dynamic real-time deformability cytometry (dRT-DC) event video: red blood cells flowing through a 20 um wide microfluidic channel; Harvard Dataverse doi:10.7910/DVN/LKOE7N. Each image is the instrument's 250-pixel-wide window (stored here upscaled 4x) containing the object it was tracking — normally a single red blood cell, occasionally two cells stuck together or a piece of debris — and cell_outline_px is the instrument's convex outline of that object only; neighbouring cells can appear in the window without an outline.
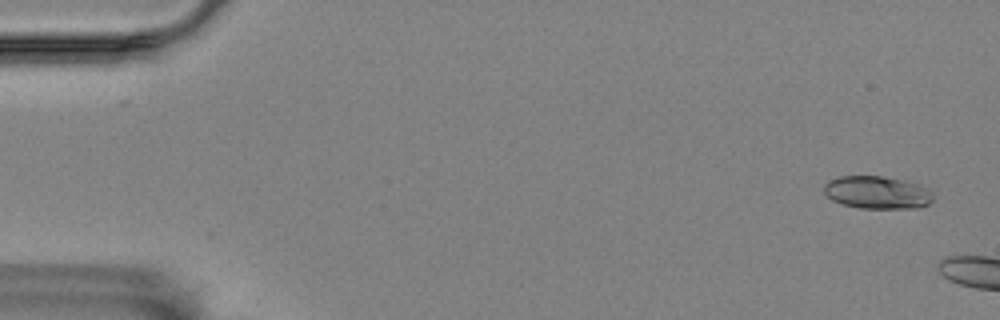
{"species": "Egyptian fruit bat (a non-hibernating species)", "species_latin": "Rousettus aegyptiacus", "temperature_condition": "room temperature", "stored_images_in_passage": 10, "camera_frame_rate_fps": 3000, "um_per_image_px": 0.085, "animal": {"sex": "female"}, "frame": {"image": 1, "passage_image": 1, "time_ms": 0.0, "image_size_px": [1000, 320], "cell_outline_px": [[932, 200], [928, 204], [916, 208], [860, 208], [844, 204], [832, 200], [824, 192], [824, 184], [828, 180], [840, 176], [884, 176], [904, 180], [920, 184], [932, 192]], "centroid_in_image_um": [74.56, 16.35], "position_along_channel_um": 10.4, "area_um2": 20.81}}
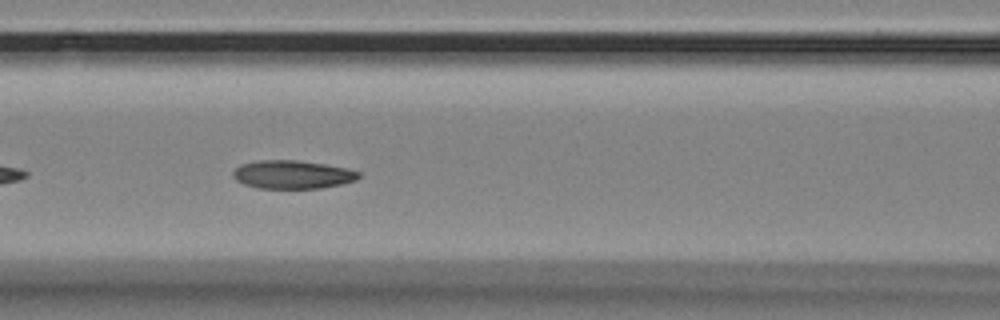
{"frame": {"image": 2, "passage_image": 9, "time_ms": 2.667, "image_size_px": [1000, 320], "cell_outline_px": [[360, 176], [356, 180], [340, 184], [320, 188], [256, 188], [244, 184], [236, 180], [232, 176], [232, 172], [240, 164], [260, 160], [296, 160], [324, 164], [348, 168], [360, 172]], "centroid_in_image_um": [24.84, 14.83], "position_along_channel_um": 141.8, "area_um2": 20.75}}
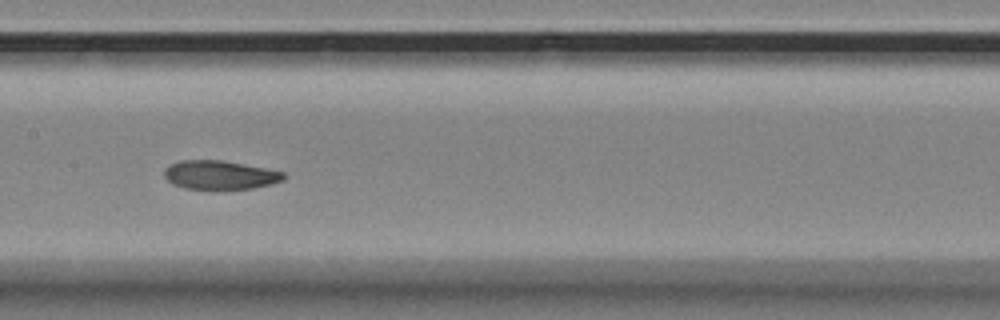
{"frame": {"image": 3, "passage_image": 10, "time_ms": 3.0, "image_size_px": [1000, 320], "cell_outline_px": [[288, 176], [284, 180], [272, 184], [252, 188], [184, 188], [172, 184], [164, 176], [164, 168], [168, 164], [180, 160], [220, 160], [264, 168], [284, 172]], "centroid_in_image_um": [18.68, 14.86], "position_along_channel_um": 188.7, "area_um2": 19.88}}